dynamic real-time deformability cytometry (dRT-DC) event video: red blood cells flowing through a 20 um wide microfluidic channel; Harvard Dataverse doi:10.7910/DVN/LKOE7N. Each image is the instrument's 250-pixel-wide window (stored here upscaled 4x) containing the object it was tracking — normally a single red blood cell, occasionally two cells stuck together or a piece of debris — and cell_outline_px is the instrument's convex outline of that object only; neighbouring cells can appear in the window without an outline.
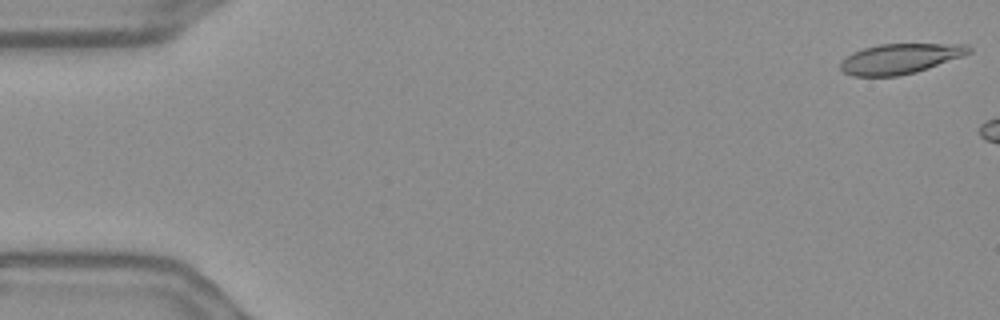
{"species": "Egyptian fruit bat (a non-hibernating species)", "species_latin": "Rousettus aegyptiacus", "temperature_condition": "warm", "stored_images_in_passage": 6, "camera_frame_rate_fps": 3000, "um_per_image_px": 0.085, "frame": {"image": 1, "passage_image": 1, "time_ms": 0.0, "image_size_px": [1000, 320], "cell_outline_px": [[972, 52], [964, 56], [916, 72], [900, 76], [852, 76], [844, 72], [840, 68], [840, 60], [852, 52], [864, 48], [880, 44], [968, 44], [972, 48]], "centroid_in_image_um": [76.51, 4.99], "position_along_channel_um": 8.5, "area_um2": 22.72}}